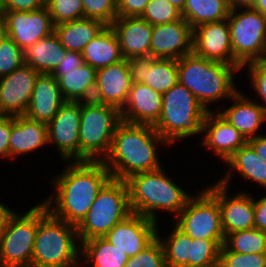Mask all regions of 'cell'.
<instances>
[{"mask_svg":"<svg viewBox=\"0 0 266 267\" xmlns=\"http://www.w3.org/2000/svg\"><path fill=\"white\" fill-rule=\"evenodd\" d=\"M64 163L67 166L49 181L52 195L42 202L54 217L77 226L112 176L102 161Z\"/></svg>","mask_w":266,"mask_h":267,"instance_id":"1","label":"cell"},{"mask_svg":"<svg viewBox=\"0 0 266 267\" xmlns=\"http://www.w3.org/2000/svg\"><path fill=\"white\" fill-rule=\"evenodd\" d=\"M170 146L151 125L121 120L114 132L109 153L102 161L112 178L129 176L161 168L158 149Z\"/></svg>","mask_w":266,"mask_h":267,"instance_id":"2","label":"cell"},{"mask_svg":"<svg viewBox=\"0 0 266 267\" xmlns=\"http://www.w3.org/2000/svg\"><path fill=\"white\" fill-rule=\"evenodd\" d=\"M164 168L136 173L125 179L131 211L156 223L160 220V211L175 218L193 195L177 185Z\"/></svg>","mask_w":266,"mask_h":267,"instance_id":"3","label":"cell"},{"mask_svg":"<svg viewBox=\"0 0 266 267\" xmlns=\"http://www.w3.org/2000/svg\"><path fill=\"white\" fill-rule=\"evenodd\" d=\"M177 67L178 83L185 86L207 111H215L213 103L228 102L239 90L235 76L241 70L235 65L207 60L191 53L178 59Z\"/></svg>","mask_w":266,"mask_h":267,"instance_id":"4","label":"cell"},{"mask_svg":"<svg viewBox=\"0 0 266 267\" xmlns=\"http://www.w3.org/2000/svg\"><path fill=\"white\" fill-rule=\"evenodd\" d=\"M31 267H81L76 226L48 212L38 222Z\"/></svg>","mask_w":266,"mask_h":267,"instance_id":"5","label":"cell"},{"mask_svg":"<svg viewBox=\"0 0 266 267\" xmlns=\"http://www.w3.org/2000/svg\"><path fill=\"white\" fill-rule=\"evenodd\" d=\"M206 112L196 97L177 83L162 94L160 118L153 128L170 146H174L175 142L201 134Z\"/></svg>","mask_w":266,"mask_h":267,"instance_id":"6","label":"cell"},{"mask_svg":"<svg viewBox=\"0 0 266 267\" xmlns=\"http://www.w3.org/2000/svg\"><path fill=\"white\" fill-rule=\"evenodd\" d=\"M132 213L125 180L111 178L99 191L89 211L76 226L80 243L104 237Z\"/></svg>","mask_w":266,"mask_h":267,"instance_id":"7","label":"cell"},{"mask_svg":"<svg viewBox=\"0 0 266 267\" xmlns=\"http://www.w3.org/2000/svg\"><path fill=\"white\" fill-rule=\"evenodd\" d=\"M120 111L93 100L81 102L80 161H103L109 153Z\"/></svg>","mask_w":266,"mask_h":267,"instance_id":"8","label":"cell"},{"mask_svg":"<svg viewBox=\"0 0 266 267\" xmlns=\"http://www.w3.org/2000/svg\"><path fill=\"white\" fill-rule=\"evenodd\" d=\"M28 209L16 210L0 235V267H31L38 222L49 211L42 201Z\"/></svg>","mask_w":266,"mask_h":267,"instance_id":"9","label":"cell"},{"mask_svg":"<svg viewBox=\"0 0 266 267\" xmlns=\"http://www.w3.org/2000/svg\"><path fill=\"white\" fill-rule=\"evenodd\" d=\"M227 20L234 59L242 67L260 60L266 49V16L253 8L230 9Z\"/></svg>","mask_w":266,"mask_h":267,"instance_id":"10","label":"cell"},{"mask_svg":"<svg viewBox=\"0 0 266 267\" xmlns=\"http://www.w3.org/2000/svg\"><path fill=\"white\" fill-rule=\"evenodd\" d=\"M174 219L172 222L192 239L225 242L218 201L205 186L189 198L183 210Z\"/></svg>","mask_w":266,"mask_h":267,"instance_id":"11","label":"cell"},{"mask_svg":"<svg viewBox=\"0 0 266 267\" xmlns=\"http://www.w3.org/2000/svg\"><path fill=\"white\" fill-rule=\"evenodd\" d=\"M218 201L225 237L232 232L254 228V196L244 189L232 193L217 180L205 187ZM230 192V193H229Z\"/></svg>","mask_w":266,"mask_h":267,"instance_id":"12","label":"cell"},{"mask_svg":"<svg viewBox=\"0 0 266 267\" xmlns=\"http://www.w3.org/2000/svg\"><path fill=\"white\" fill-rule=\"evenodd\" d=\"M81 102H65L47 123L48 144L56 147L61 161H80Z\"/></svg>","mask_w":266,"mask_h":267,"instance_id":"13","label":"cell"},{"mask_svg":"<svg viewBox=\"0 0 266 267\" xmlns=\"http://www.w3.org/2000/svg\"><path fill=\"white\" fill-rule=\"evenodd\" d=\"M7 36L23 51L54 32L46 6L35 11H1Z\"/></svg>","mask_w":266,"mask_h":267,"instance_id":"14","label":"cell"},{"mask_svg":"<svg viewBox=\"0 0 266 267\" xmlns=\"http://www.w3.org/2000/svg\"><path fill=\"white\" fill-rule=\"evenodd\" d=\"M192 53L207 60L242 66L234 59L228 20L201 24L193 29Z\"/></svg>","mask_w":266,"mask_h":267,"instance_id":"15","label":"cell"},{"mask_svg":"<svg viewBox=\"0 0 266 267\" xmlns=\"http://www.w3.org/2000/svg\"><path fill=\"white\" fill-rule=\"evenodd\" d=\"M39 72L23 64L0 78V115H25Z\"/></svg>","mask_w":266,"mask_h":267,"instance_id":"16","label":"cell"},{"mask_svg":"<svg viewBox=\"0 0 266 267\" xmlns=\"http://www.w3.org/2000/svg\"><path fill=\"white\" fill-rule=\"evenodd\" d=\"M200 146L215 154L224 163L248 140L218 111H207L203 120Z\"/></svg>","mask_w":266,"mask_h":267,"instance_id":"17","label":"cell"},{"mask_svg":"<svg viewBox=\"0 0 266 267\" xmlns=\"http://www.w3.org/2000/svg\"><path fill=\"white\" fill-rule=\"evenodd\" d=\"M151 36L150 56L154 58L178 60L192 53L193 29L183 17L154 25Z\"/></svg>","mask_w":266,"mask_h":267,"instance_id":"18","label":"cell"},{"mask_svg":"<svg viewBox=\"0 0 266 267\" xmlns=\"http://www.w3.org/2000/svg\"><path fill=\"white\" fill-rule=\"evenodd\" d=\"M157 227L158 223L155 221L132 212L118 222L104 238L131 257L157 237Z\"/></svg>","mask_w":266,"mask_h":267,"instance_id":"19","label":"cell"},{"mask_svg":"<svg viewBox=\"0 0 266 267\" xmlns=\"http://www.w3.org/2000/svg\"><path fill=\"white\" fill-rule=\"evenodd\" d=\"M132 83H144L159 93H166L178 83L177 60L152 56L127 59Z\"/></svg>","mask_w":266,"mask_h":267,"instance_id":"20","label":"cell"},{"mask_svg":"<svg viewBox=\"0 0 266 267\" xmlns=\"http://www.w3.org/2000/svg\"><path fill=\"white\" fill-rule=\"evenodd\" d=\"M254 98L239 90L229 99L228 107L217 105L218 111L230 124H232L247 140L261 135L259 129L266 121L264 108ZM226 107V108H225ZM259 133V134H258Z\"/></svg>","mask_w":266,"mask_h":267,"instance_id":"21","label":"cell"},{"mask_svg":"<svg viewBox=\"0 0 266 267\" xmlns=\"http://www.w3.org/2000/svg\"><path fill=\"white\" fill-rule=\"evenodd\" d=\"M127 59L97 69L93 101L110 105L119 111L123 108L131 87Z\"/></svg>","mask_w":266,"mask_h":267,"instance_id":"22","label":"cell"},{"mask_svg":"<svg viewBox=\"0 0 266 267\" xmlns=\"http://www.w3.org/2000/svg\"><path fill=\"white\" fill-rule=\"evenodd\" d=\"M162 93L144 83H132L127 100L120 110L121 120L154 126L160 118Z\"/></svg>","mask_w":266,"mask_h":267,"instance_id":"23","label":"cell"},{"mask_svg":"<svg viewBox=\"0 0 266 267\" xmlns=\"http://www.w3.org/2000/svg\"><path fill=\"white\" fill-rule=\"evenodd\" d=\"M47 124L32 120L26 115L11 116L9 159L33 154L48 146Z\"/></svg>","mask_w":266,"mask_h":267,"instance_id":"24","label":"cell"},{"mask_svg":"<svg viewBox=\"0 0 266 267\" xmlns=\"http://www.w3.org/2000/svg\"><path fill=\"white\" fill-rule=\"evenodd\" d=\"M124 59L150 56L151 26L141 17H117L110 25Z\"/></svg>","mask_w":266,"mask_h":267,"instance_id":"25","label":"cell"},{"mask_svg":"<svg viewBox=\"0 0 266 267\" xmlns=\"http://www.w3.org/2000/svg\"><path fill=\"white\" fill-rule=\"evenodd\" d=\"M65 102L54 76L40 73L25 115L32 120L47 124Z\"/></svg>","mask_w":266,"mask_h":267,"instance_id":"26","label":"cell"},{"mask_svg":"<svg viewBox=\"0 0 266 267\" xmlns=\"http://www.w3.org/2000/svg\"><path fill=\"white\" fill-rule=\"evenodd\" d=\"M223 164H226L228 169L217 181L221 185L230 188L234 179L232 177H236L238 173L245 181L250 180V183L266 189V161L258 156L248 143L235 151Z\"/></svg>","mask_w":266,"mask_h":267,"instance_id":"27","label":"cell"},{"mask_svg":"<svg viewBox=\"0 0 266 267\" xmlns=\"http://www.w3.org/2000/svg\"><path fill=\"white\" fill-rule=\"evenodd\" d=\"M97 70L89 64L70 71H53L51 74L66 102H84L93 99L96 86Z\"/></svg>","mask_w":266,"mask_h":267,"instance_id":"28","label":"cell"},{"mask_svg":"<svg viewBox=\"0 0 266 267\" xmlns=\"http://www.w3.org/2000/svg\"><path fill=\"white\" fill-rule=\"evenodd\" d=\"M81 53L84 62L96 70L124 60L118 38L111 26H106Z\"/></svg>","mask_w":266,"mask_h":267,"instance_id":"29","label":"cell"},{"mask_svg":"<svg viewBox=\"0 0 266 267\" xmlns=\"http://www.w3.org/2000/svg\"><path fill=\"white\" fill-rule=\"evenodd\" d=\"M66 51L58 36L53 32L23 51L24 64L31 66L39 73L51 74L63 60Z\"/></svg>","mask_w":266,"mask_h":267,"instance_id":"30","label":"cell"},{"mask_svg":"<svg viewBox=\"0 0 266 267\" xmlns=\"http://www.w3.org/2000/svg\"><path fill=\"white\" fill-rule=\"evenodd\" d=\"M106 26L101 21L84 17L55 25L54 33L66 50L82 52Z\"/></svg>","mask_w":266,"mask_h":267,"instance_id":"31","label":"cell"},{"mask_svg":"<svg viewBox=\"0 0 266 267\" xmlns=\"http://www.w3.org/2000/svg\"><path fill=\"white\" fill-rule=\"evenodd\" d=\"M128 259L124 251L104 237L91 238L81 244V267H124Z\"/></svg>","mask_w":266,"mask_h":267,"instance_id":"32","label":"cell"},{"mask_svg":"<svg viewBox=\"0 0 266 267\" xmlns=\"http://www.w3.org/2000/svg\"><path fill=\"white\" fill-rule=\"evenodd\" d=\"M229 0H186L182 17L195 27L225 20L230 12Z\"/></svg>","mask_w":266,"mask_h":267,"instance_id":"33","label":"cell"},{"mask_svg":"<svg viewBox=\"0 0 266 267\" xmlns=\"http://www.w3.org/2000/svg\"><path fill=\"white\" fill-rule=\"evenodd\" d=\"M157 227V238L160 240L164 253L166 267H188L190 256V241L192 238L172 223L173 228L168 235L160 236L159 225ZM165 236V237H164Z\"/></svg>","mask_w":266,"mask_h":267,"instance_id":"34","label":"cell"},{"mask_svg":"<svg viewBox=\"0 0 266 267\" xmlns=\"http://www.w3.org/2000/svg\"><path fill=\"white\" fill-rule=\"evenodd\" d=\"M224 245L241 254L266 253V232L252 228L229 233Z\"/></svg>","mask_w":266,"mask_h":267,"instance_id":"35","label":"cell"},{"mask_svg":"<svg viewBox=\"0 0 266 267\" xmlns=\"http://www.w3.org/2000/svg\"><path fill=\"white\" fill-rule=\"evenodd\" d=\"M221 240L192 239L188 267H218Z\"/></svg>","mask_w":266,"mask_h":267,"instance_id":"36","label":"cell"},{"mask_svg":"<svg viewBox=\"0 0 266 267\" xmlns=\"http://www.w3.org/2000/svg\"><path fill=\"white\" fill-rule=\"evenodd\" d=\"M53 25L84 18L81 0H45Z\"/></svg>","mask_w":266,"mask_h":267,"instance_id":"37","label":"cell"},{"mask_svg":"<svg viewBox=\"0 0 266 267\" xmlns=\"http://www.w3.org/2000/svg\"><path fill=\"white\" fill-rule=\"evenodd\" d=\"M141 18L154 26L180 20L182 14L167 0H150Z\"/></svg>","mask_w":266,"mask_h":267,"instance_id":"38","label":"cell"},{"mask_svg":"<svg viewBox=\"0 0 266 267\" xmlns=\"http://www.w3.org/2000/svg\"><path fill=\"white\" fill-rule=\"evenodd\" d=\"M124 267H166L165 253L156 237L141 252L129 257Z\"/></svg>","mask_w":266,"mask_h":267,"instance_id":"39","label":"cell"},{"mask_svg":"<svg viewBox=\"0 0 266 267\" xmlns=\"http://www.w3.org/2000/svg\"><path fill=\"white\" fill-rule=\"evenodd\" d=\"M218 267H266V253L241 254L230 251L223 244Z\"/></svg>","mask_w":266,"mask_h":267,"instance_id":"40","label":"cell"},{"mask_svg":"<svg viewBox=\"0 0 266 267\" xmlns=\"http://www.w3.org/2000/svg\"><path fill=\"white\" fill-rule=\"evenodd\" d=\"M84 17L110 26L117 18V0H81Z\"/></svg>","mask_w":266,"mask_h":267,"instance_id":"41","label":"cell"},{"mask_svg":"<svg viewBox=\"0 0 266 267\" xmlns=\"http://www.w3.org/2000/svg\"><path fill=\"white\" fill-rule=\"evenodd\" d=\"M24 64L23 50L10 37L0 44V78Z\"/></svg>","mask_w":266,"mask_h":267,"instance_id":"42","label":"cell"},{"mask_svg":"<svg viewBox=\"0 0 266 267\" xmlns=\"http://www.w3.org/2000/svg\"><path fill=\"white\" fill-rule=\"evenodd\" d=\"M245 68L247 71L246 73H248V80H250L249 86L253 88L256 93V99L254 100L257 101L258 98L262 100H258V103L266 112V65L261 60H257L244 66L242 71H244Z\"/></svg>","mask_w":266,"mask_h":267,"instance_id":"43","label":"cell"},{"mask_svg":"<svg viewBox=\"0 0 266 267\" xmlns=\"http://www.w3.org/2000/svg\"><path fill=\"white\" fill-rule=\"evenodd\" d=\"M150 0H117V17H141Z\"/></svg>","mask_w":266,"mask_h":267,"instance_id":"44","label":"cell"},{"mask_svg":"<svg viewBox=\"0 0 266 267\" xmlns=\"http://www.w3.org/2000/svg\"><path fill=\"white\" fill-rule=\"evenodd\" d=\"M45 6V0H3L1 11H35Z\"/></svg>","mask_w":266,"mask_h":267,"instance_id":"45","label":"cell"},{"mask_svg":"<svg viewBox=\"0 0 266 267\" xmlns=\"http://www.w3.org/2000/svg\"><path fill=\"white\" fill-rule=\"evenodd\" d=\"M11 116L0 115V159H9Z\"/></svg>","mask_w":266,"mask_h":267,"instance_id":"46","label":"cell"},{"mask_svg":"<svg viewBox=\"0 0 266 267\" xmlns=\"http://www.w3.org/2000/svg\"><path fill=\"white\" fill-rule=\"evenodd\" d=\"M84 58L81 52L67 50L63 60L54 71H70L84 64Z\"/></svg>","mask_w":266,"mask_h":267,"instance_id":"47","label":"cell"},{"mask_svg":"<svg viewBox=\"0 0 266 267\" xmlns=\"http://www.w3.org/2000/svg\"><path fill=\"white\" fill-rule=\"evenodd\" d=\"M257 197H254V228L266 232V195Z\"/></svg>","mask_w":266,"mask_h":267,"instance_id":"48","label":"cell"},{"mask_svg":"<svg viewBox=\"0 0 266 267\" xmlns=\"http://www.w3.org/2000/svg\"><path fill=\"white\" fill-rule=\"evenodd\" d=\"M248 144L254 149L258 156L266 161V133L248 140Z\"/></svg>","mask_w":266,"mask_h":267,"instance_id":"49","label":"cell"},{"mask_svg":"<svg viewBox=\"0 0 266 267\" xmlns=\"http://www.w3.org/2000/svg\"><path fill=\"white\" fill-rule=\"evenodd\" d=\"M15 208H10V206L5 205L0 202V235L6 227L7 221L10 216L15 212Z\"/></svg>","mask_w":266,"mask_h":267,"instance_id":"50","label":"cell"},{"mask_svg":"<svg viewBox=\"0 0 266 267\" xmlns=\"http://www.w3.org/2000/svg\"><path fill=\"white\" fill-rule=\"evenodd\" d=\"M257 0H229L231 9H247L254 8Z\"/></svg>","mask_w":266,"mask_h":267,"instance_id":"51","label":"cell"},{"mask_svg":"<svg viewBox=\"0 0 266 267\" xmlns=\"http://www.w3.org/2000/svg\"><path fill=\"white\" fill-rule=\"evenodd\" d=\"M7 31L4 18L0 12V44L7 38Z\"/></svg>","mask_w":266,"mask_h":267,"instance_id":"52","label":"cell"},{"mask_svg":"<svg viewBox=\"0 0 266 267\" xmlns=\"http://www.w3.org/2000/svg\"><path fill=\"white\" fill-rule=\"evenodd\" d=\"M253 9L266 16V0H257Z\"/></svg>","mask_w":266,"mask_h":267,"instance_id":"53","label":"cell"},{"mask_svg":"<svg viewBox=\"0 0 266 267\" xmlns=\"http://www.w3.org/2000/svg\"><path fill=\"white\" fill-rule=\"evenodd\" d=\"M167 1L171 3L173 6H175L181 12L183 11L186 2V0H167Z\"/></svg>","mask_w":266,"mask_h":267,"instance_id":"54","label":"cell"},{"mask_svg":"<svg viewBox=\"0 0 266 267\" xmlns=\"http://www.w3.org/2000/svg\"><path fill=\"white\" fill-rule=\"evenodd\" d=\"M260 60L266 65V49H265V51L263 52V55H262V57H261Z\"/></svg>","mask_w":266,"mask_h":267,"instance_id":"55","label":"cell"},{"mask_svg":"<svg viewBox=\"0 0 266 267\" xmlns=\"http://www.w3.org/2000/svg\"><path fill=\"white\" fill-rule=\"evenodd\" d=\"M2 2L3 0H0V12H1V7H2Z\"/></svg>","mask_w":266,"mask_h":267,"instance_id":"56","label":"cell"}]
</instances>
